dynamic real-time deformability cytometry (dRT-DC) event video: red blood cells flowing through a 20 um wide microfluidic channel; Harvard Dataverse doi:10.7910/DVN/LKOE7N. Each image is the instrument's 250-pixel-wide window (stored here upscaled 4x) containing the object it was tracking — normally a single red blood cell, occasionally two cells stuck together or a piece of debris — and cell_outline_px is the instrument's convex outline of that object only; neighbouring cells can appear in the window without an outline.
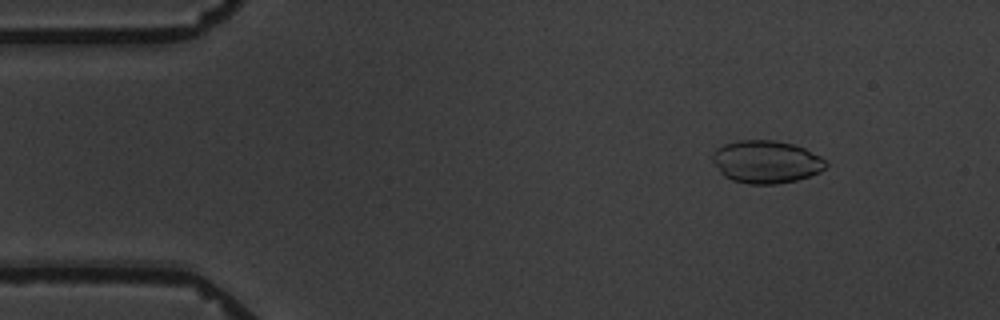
{"species": "common noctule bat (a hibernating species)", "species_latin": "Nyctalus noctula", "temperature_condition": "warm", "stored_images_in_passage": 5, "camera_frame_rate_fps": 3000, "um_per_image_px": 0.085, "animal": {"sex": "male", "body_mass_g": 19.5, "forearm_length_mm": 54.6}, "frame": {"image": 1, "passage_image": 2, "time_ms": 2.0, "image_size_px": [1000, 320], "cell_outline_px": [[828, 164], [820, 172], [796, 180], [776, 184], [748, 184], [732, 180], [724, 176], [720, 172], [712, 160], [712, 152], [716, 148], [724, 144], [736, 140], [776, 140], [792, 144], [804, 148], [820, 156]], "centroid_in_image_um": [65.09, 13.75], "position_along_channel_um": 19.9, "area_um2": 28.26}}
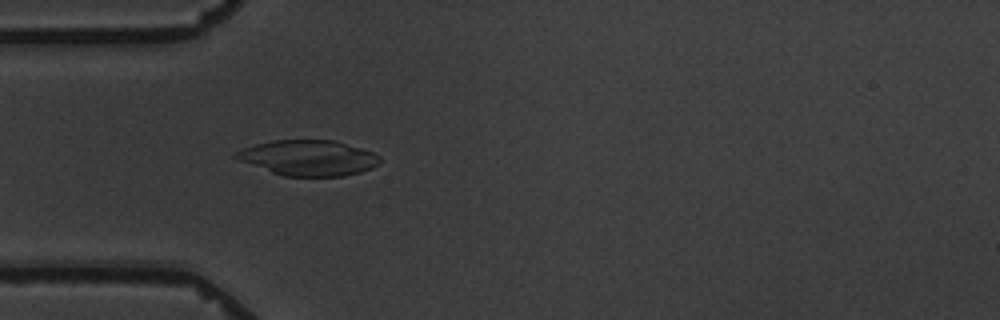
{"frame": {"image": 2, "passage_image": 5, "time_ms": 5.333, "image_size_px": [1000, 320], "cell_outline_px": [[380, 164], [372, 168], [360, 172], [344, 176], [284, 176], [272, 172], [240, 160], [232, 156], [236, 152], [244, 148], [256, 144], [272, 140], [332, 140], [360, 148], [372, 152], [380, 156]], "centroid_in_image_um": [26.24, 13.42], "position_along_channel_um": 58.8, "area_um2": 29.42}}